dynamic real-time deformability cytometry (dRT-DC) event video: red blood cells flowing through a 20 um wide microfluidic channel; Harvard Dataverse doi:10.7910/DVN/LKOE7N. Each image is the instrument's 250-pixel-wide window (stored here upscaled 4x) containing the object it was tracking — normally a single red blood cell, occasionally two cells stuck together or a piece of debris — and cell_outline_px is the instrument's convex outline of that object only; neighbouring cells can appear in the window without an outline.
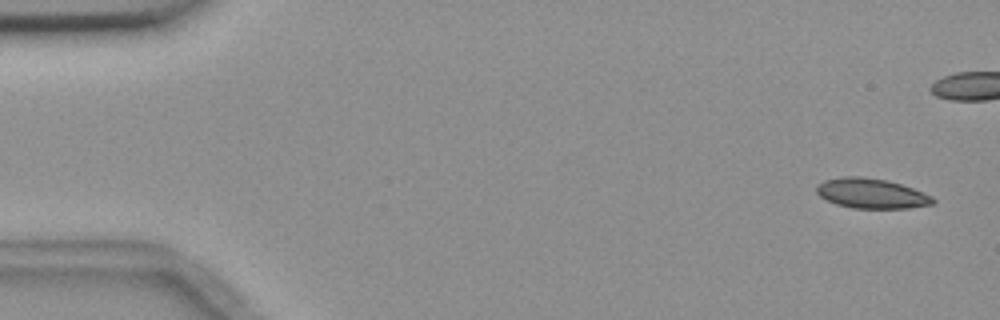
{"species": "common noctule bat (a hibernating species)", "species_latin": "Nyctalus noctula", "temperature_condition": "room temperature", "stored_images_in_passage": 6, "camera_frame_rate_fps": 3000, "um_per_image_px": 0.085, "animal": {"sex": "female", "body_mass_g": 18.4}, "frame": {"image": 1, "passage_image": 1, "time_ms": 0.0, "image_size_px": [1000, 320], "cell_outline_px": [[936, 200], [932, 204], [908, 208], [852, 208], [836, 204], [820, 196], [816, 192], [816, 188], [824, 180], [844, 176], [860, 176], [888, 180], [912, 188], [932, 196]], "centroid_in_image_um": [74.07, 16.44], "position_along_channel_um": 10.9, "area_um2": 20.17}}
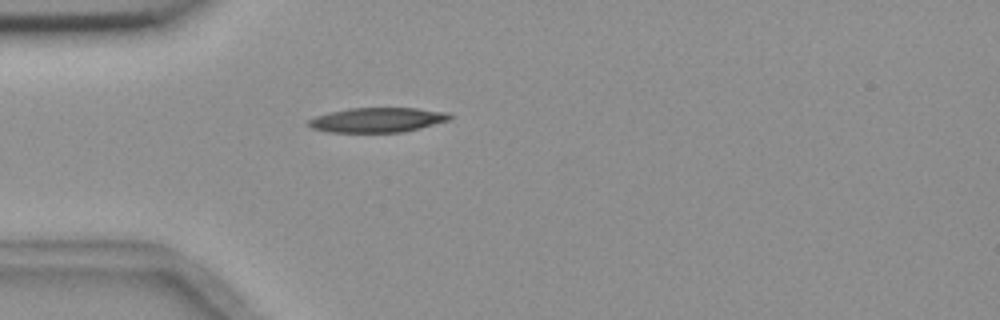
{"frame": {"image": 2, "passage_image": 6, "time_ms": 6.0, "image_size_px": [1000, 320], "cell_outline_px": [[452, 120], [404, 132], [328, 132], [312, 128], [308, 124], [308, 120], [316, 116], [348, 108], [416, 108], [448, 112], [452, 116]], "centroid_in_image_um": [32.13, 10.19], "position_along_channel_um": 52.9, "area_um2": 20.35}}